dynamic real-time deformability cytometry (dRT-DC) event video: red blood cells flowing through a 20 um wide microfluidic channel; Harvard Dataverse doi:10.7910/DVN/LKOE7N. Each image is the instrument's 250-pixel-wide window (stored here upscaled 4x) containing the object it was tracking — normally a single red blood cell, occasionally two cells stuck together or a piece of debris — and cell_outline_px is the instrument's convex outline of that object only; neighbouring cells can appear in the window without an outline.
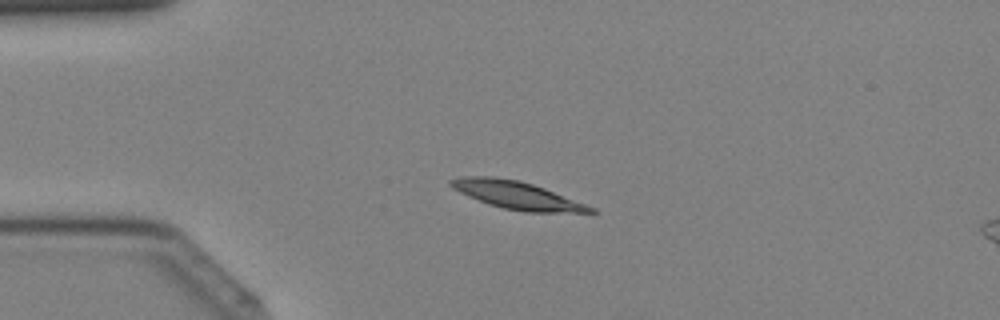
{"species": "Egyptian fruit bat (a non-hibernating species)", "species_latin": "Rousettus aegyptiacus", "temperature_condition": "cold", "stored_images_in_passage": 42, "camera_frame_rate_fps": 3000, "um_per_image_px": 0.085, "animal": {"sex": "female"}, "frame": {"image": 1, "passage_image": 10, "time_ms": 3.0, "image_size_px": [1000, 320], "cell_outline_px": [[600, 212], [528, 212], [504, 208], [488, 204], [468, 196], [452, 188], [448, 184], [448, 180], [460, 176], [492, 176], [520, 180], [544, 188], [596, 208]], "centroid_in_image_um": [43.89, 16.58], "position_along_channel_um": 41.1, "area_um2": 22.48}}
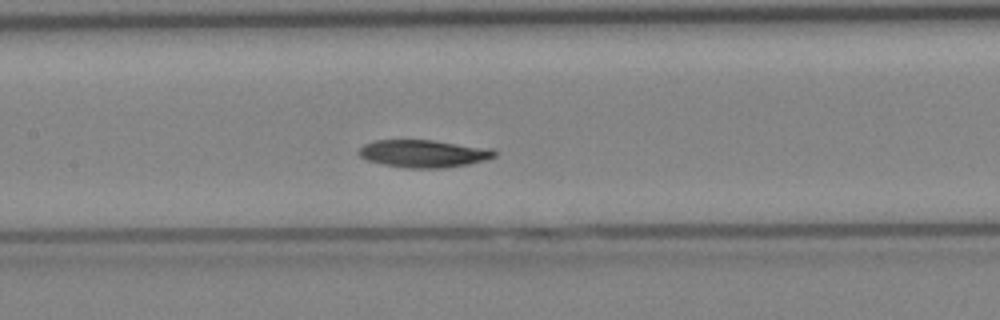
{"frame": {"image": 2, "passage_image": 20, "time_ms": 6.333, "image_size_px": [1000, 320], "cell_outline_px": [[496, 156], [484, 160], [468, 164], [444, 168], [404, 168], [384, 164], [368, 160], [360, 156], [360, 148], [364, 144], [376, 140], [432, 140], [492, 148], [496, 152]], "centroid_in_image_um": [36.03, 13.05], "position_along_channel_um": 171.4, "area_um2": 21.68}}
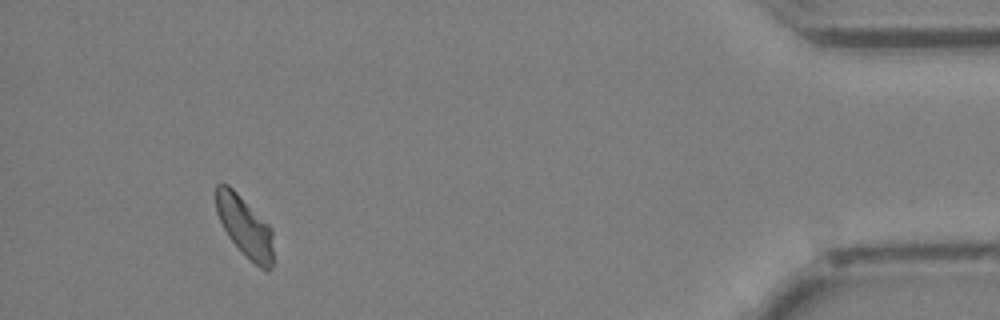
{"frame": {"image": 3, "passage_image": 39, "time_ms": 12.667, "image_size_px": [1000, 320], "cell_outline_px": [[272, 268], [268, 272], [264, 272], [228, 236], [216, 212], [216, 184], [228, 184], [272, 228]], "centroid_in_image_um": [20.82, 19.26], "position_along_channel_um": 414.4, "area_um2": 19.71}}